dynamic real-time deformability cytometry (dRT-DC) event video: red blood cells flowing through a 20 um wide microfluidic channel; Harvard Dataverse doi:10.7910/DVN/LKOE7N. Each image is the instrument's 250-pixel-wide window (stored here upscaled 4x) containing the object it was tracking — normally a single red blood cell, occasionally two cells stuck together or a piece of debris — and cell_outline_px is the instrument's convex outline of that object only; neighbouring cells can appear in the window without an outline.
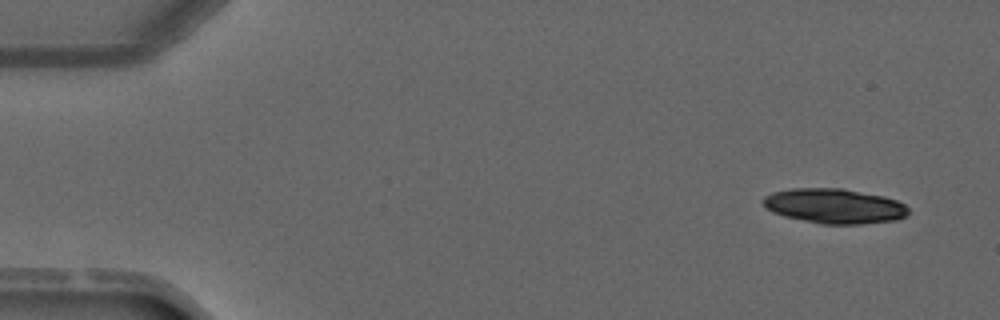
{"species": "common noctule bat (a hibernating species)", "species_latin": "Nyctalus noctula", "temperature_condition": "warm", "stored_images_in_passage": 4, "camera_frame_rate_fps": 3000, "um_per_image_px": 0.085, "animal": {"sex": "male", "forearm_length_mm": 52.5}, "frame": {"image": 1, "passage_image": 1, "time_ms": 0.0, "image_size_px": [1000, 320], "cell_outline_px": [[908, 216], [896, 220], [860, 224], [824, 224], [784, 216], [772, 212], [764, 208], [760, 200], [764, 196], [772, 192], [792, 188], [844, 188], [884, 196], [896, 200], [904, 204], [908, 208]], "centroid_in_image_um": [70.9, 17.5], "position_along_channel_um": 14.1, "area_um2": 29.77}}